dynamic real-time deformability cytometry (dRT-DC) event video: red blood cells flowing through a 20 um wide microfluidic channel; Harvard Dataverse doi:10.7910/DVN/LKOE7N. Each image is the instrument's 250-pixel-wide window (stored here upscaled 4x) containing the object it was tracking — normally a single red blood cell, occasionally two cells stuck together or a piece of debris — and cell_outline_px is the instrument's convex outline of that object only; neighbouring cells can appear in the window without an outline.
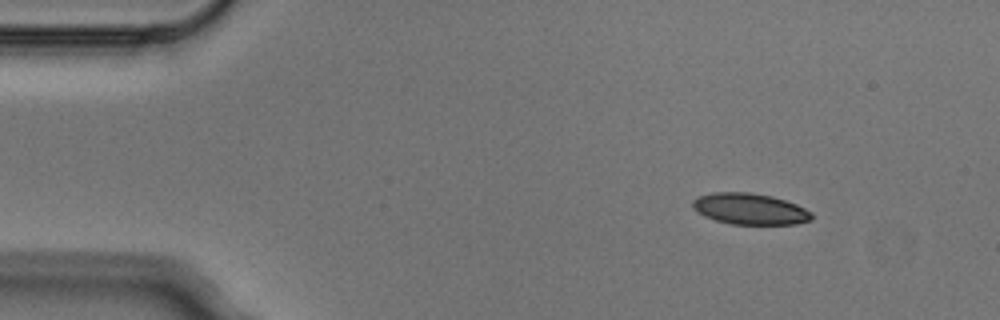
{"species": "Egyptian fruit bat (a non-hibernating species)", "species_latin": "Rousettus aegyptiacus", "temperature_condition": "cold", "stored_images_in_passage": 3, "camera_frame_rate_fps": 3000, "um_per_image_px": 0.085, "animal": {"sex": "male"}, "frame": {"image": 1, "passage_image": 1, "time_ms": 0.0, "image_size_px": [1000, 320], "cell_outline_px": [[812, 220], [796, 224], [732, 224], [716, 220], [704, 216], [692, 208], [692, 200], [700, 196], [712, 192], [752, 192], [772, 196], [796, 204], [812, 212]], "centroid_in_image_um": [63.74, 17.75], "position_along_channel_um": 21.3, "area_um2": 21.68}}